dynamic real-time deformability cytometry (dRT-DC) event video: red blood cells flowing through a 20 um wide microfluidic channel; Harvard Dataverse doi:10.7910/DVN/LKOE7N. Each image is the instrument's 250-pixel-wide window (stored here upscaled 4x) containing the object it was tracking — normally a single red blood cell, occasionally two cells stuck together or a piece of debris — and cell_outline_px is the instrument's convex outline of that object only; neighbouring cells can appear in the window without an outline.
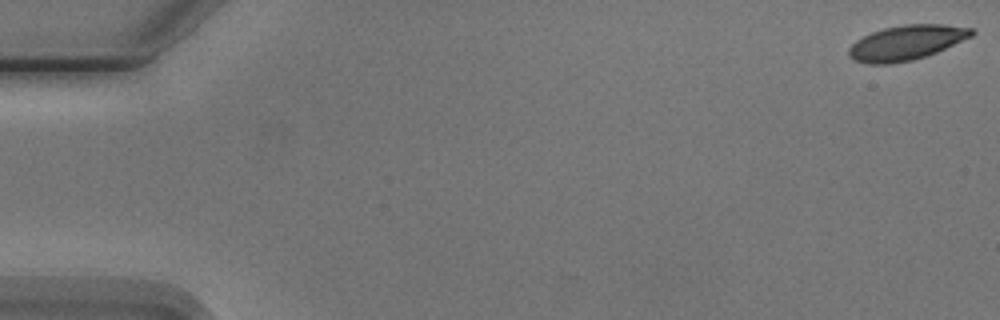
{"species": "Egyptian fruit bat (a non-hibernating species)", "species_latin": "Rousettus aegyptiacus", "temperature_condition": "cold", "stored_images_in_passage": 8, "camera_frame_rate_fps": 3000, "um_per_image_px": 0.085, "animal": {"sex": "male"}, "frame": {"image": 1, "passage_image": 1, "time_ms": 0.0, "image_size_px": [1000, 320], "cell_outline_px": [[976, 32], [972, 36], [936, 52], [912, 60], [888, 64], [872, 64], [856, 60], [848, 56], [848, 48], [856, 40], [872, 32], [884, 28], [904, 24], [944, 24], [972, 28]], "centroid_in_image_um": [77.04, 3.61], "position_along_channel_um": 8.0, "area_um2": 24.68}}